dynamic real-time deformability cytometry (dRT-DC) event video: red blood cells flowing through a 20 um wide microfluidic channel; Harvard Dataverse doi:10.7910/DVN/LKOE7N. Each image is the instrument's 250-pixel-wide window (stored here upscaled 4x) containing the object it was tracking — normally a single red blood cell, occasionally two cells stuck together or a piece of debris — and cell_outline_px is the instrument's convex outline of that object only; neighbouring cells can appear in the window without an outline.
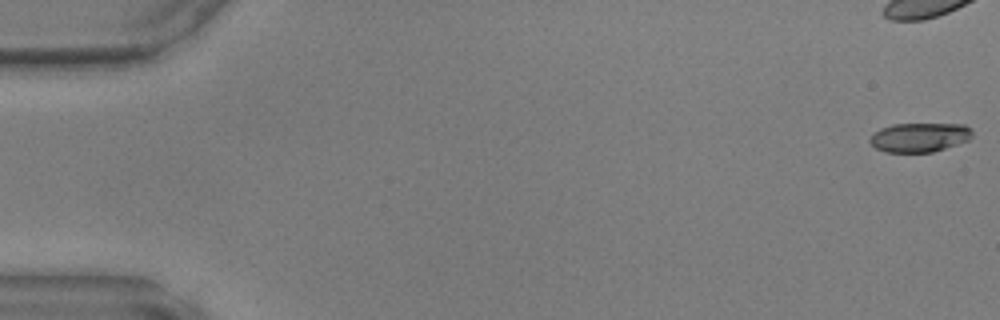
{"species": "common noctule bat (a hibernating species)", "species_latin": "Nyctalus noctula", "temperature_condition": "warm", "stored_images_in_passage": 39, "camera_frame_rate_fps": 3000, "um_per_image_px": 0.085, "animal": {"sex": "male", "body_mass_g": 17.9, "forearm_length_mm": 54.2}, "frame": {"image": 1, "passage_image": 1, "time_ms": 0.0, "image_size_px": [1000, 320], "cell_outline_px": [[972, 136], [968, 140], [932, 152], [884, 152], [876, 148], [868, 140], [880, 128], [892, 124], [964, 124], [972, 128]], "centroid_in_image_um": [78.16, 11.66], "position_along_channel_um": 6.8, "area_um2": 17.34}}